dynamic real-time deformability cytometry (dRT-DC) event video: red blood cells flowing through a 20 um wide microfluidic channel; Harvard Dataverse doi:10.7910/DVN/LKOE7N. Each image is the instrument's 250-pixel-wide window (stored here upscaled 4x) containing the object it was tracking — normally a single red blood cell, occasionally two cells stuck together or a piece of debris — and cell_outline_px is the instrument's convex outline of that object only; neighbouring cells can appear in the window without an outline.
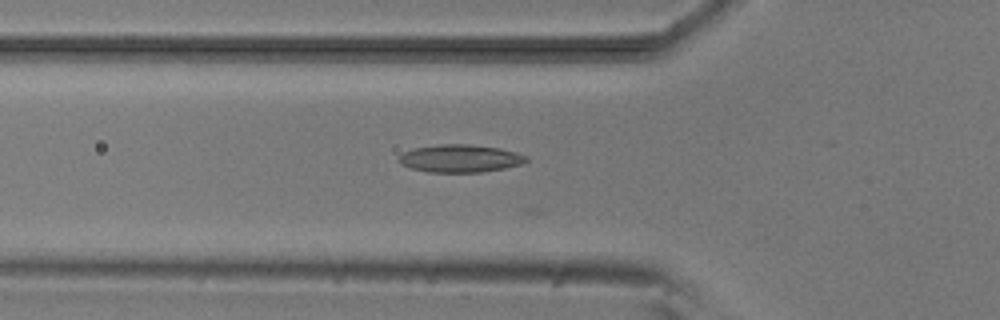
{"species": "common noctule bat (a hibernating species)", "species_latin": "Nyctalus noctula", "temperature_condition": "room temperature", "stored_images_in_passage": 37, "camera_frame_rate_fps": 3000, "um_per_image_px": 0.085, "animal": {"sex": "male", "body_mass_g": 20.5, "forearm_length_mm": 52.5}, "frame": {"image": 1, "passage_image": 10, "time_ms": 3.0, "image_size_px": [1000, 320], "cell_outline_px": [[528, 160], [520, 164], [504, 168], [480, 172], [428, 172], [412, 168], [400, 164], [396, 160], [404, 152], [412, 148], [440, 144], [468, 144], [500, 148], [516, 152], [528, 156]], "centroid_in_image_um": [39.09, 13.46], "position_along_channel_um": 86.7, "area_um2": 20.58}}
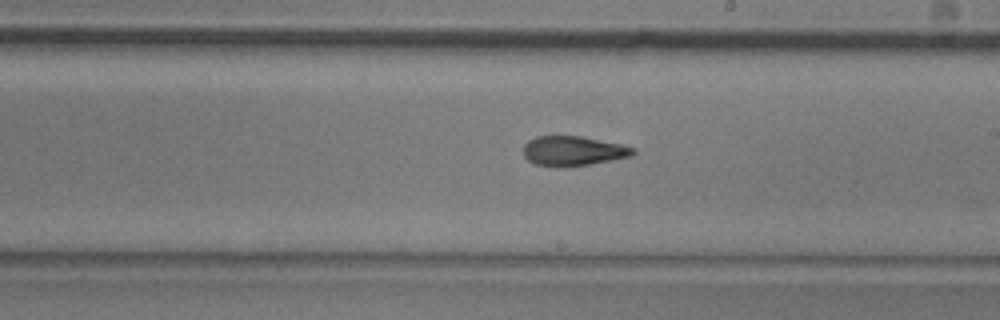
{"frame": {"image": 2, "passage_image": 22, "time_ms": 7.0, "image_size_px": [1000, 320], "cell_outline_px": [[636, 152], [632, 156], [588, 164], [556, 168], [536, 164], [528, 160], [524, 156], [524, 144], [528, 140], [536, 136], [580, 136], [624, 144], [636, 148]], "centroid_in_image_um": [48.73, 12.82], "position_along_channel_um": 240.3, "area_um2": 19.13}}
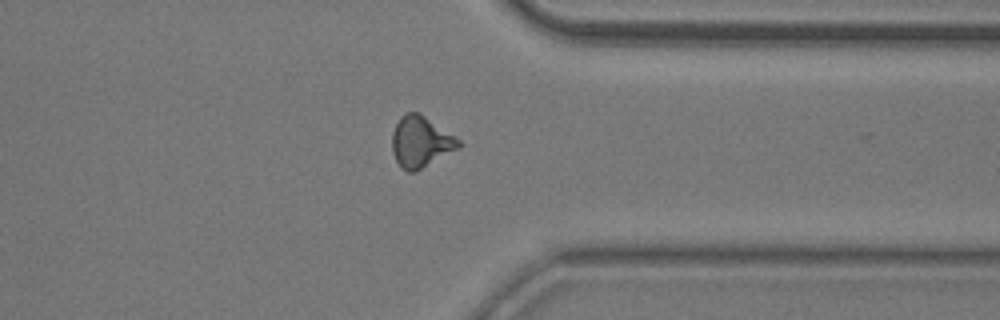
{"frame": {"image": 3, "passage_image": 33, "time_ms": 10.667, "image_size_px": [1000, 320], "cell_outline_px": [[464, 144], [416, 172], [408, 172], [400, 168], [392, 152], [392, 132], [400, 116], [408, 112], [420, 112], [460, 140]], "centroid_in_image_um": [35.73, 12.05], "position_along_channel_um": 375.7, "area_um2": 19.83}, "authors_computed_cell_mechanics": {"area_um2": 19.1896, "velocity_mm_per_s": 3.8169, "shape_relaxation_time_tau1_ms": 10.322, "shape_relaxation_time_tau2_ms": 3.317, "deformation_change_tau1": 0.2117, "deformation_change_tau2": 0.1244}}